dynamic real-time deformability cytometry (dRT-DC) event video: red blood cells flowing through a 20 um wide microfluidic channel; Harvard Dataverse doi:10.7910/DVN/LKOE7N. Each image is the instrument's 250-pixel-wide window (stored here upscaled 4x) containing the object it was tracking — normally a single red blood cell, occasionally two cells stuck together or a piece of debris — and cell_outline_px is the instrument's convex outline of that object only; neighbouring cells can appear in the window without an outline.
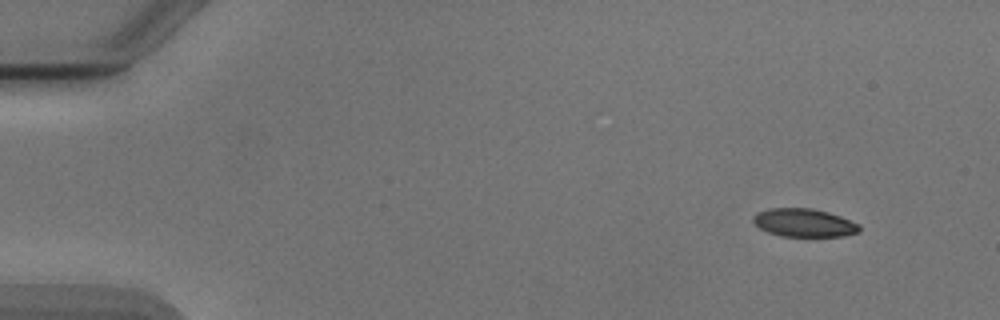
{"species": "Egyptian fruit bat (a non-hibernating species)", "species_latin": "Rousettus aegyptiacus", "temperature_condition": "cold", "stored_images_in_passage": 17, "camera_frame_rate_fps": 3000, "um_per_image_px": 0.085, "animal": {"sex": "male"}, "frame": {"image": 1, "passage_image": 1, "time_ms": 0.0, "image_size_px": [1000, 320], "cell_outline_px": [[860, 232], [844, 236], [780, 236], [768, 232], [760, 228], [752, 220], [752, 216], [756, 212], [768, 208], [812, 208], [828, 212], [840, 216], [860, 224]], "centroid_in_image_um": [68.34, 18.93], "position_along_channel_um": 16.7, "area_um2": 17.57}}
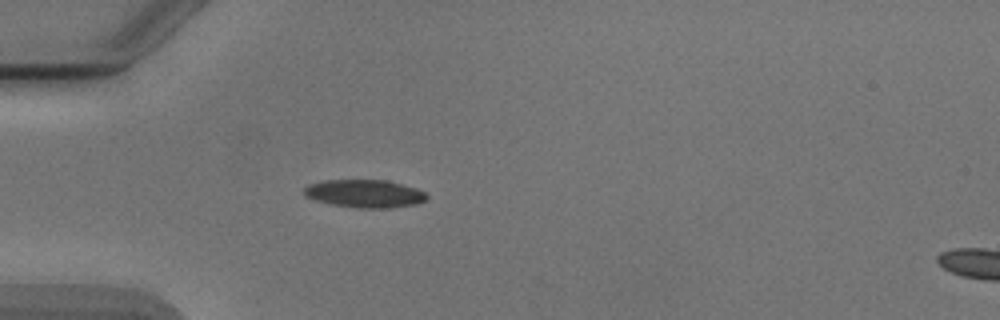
{"frame": {"image": 2, "passage_image": 12, "time_ms": 3.667, "image_size_px": [1000, 320], "cell_outline_px": [[428, 196], [424, 200], [416, 204], [392, 208], [356, 208], [332, 204], [316, 200], [304, 196], [304, 188], [308, 184], [324, 180], [384, 180], [416, 188], [424, 192]], "centroid_in_image_um": [30.97, 16.46], "position_along_channel_um": 54.0, "area_um2": 19.88}}
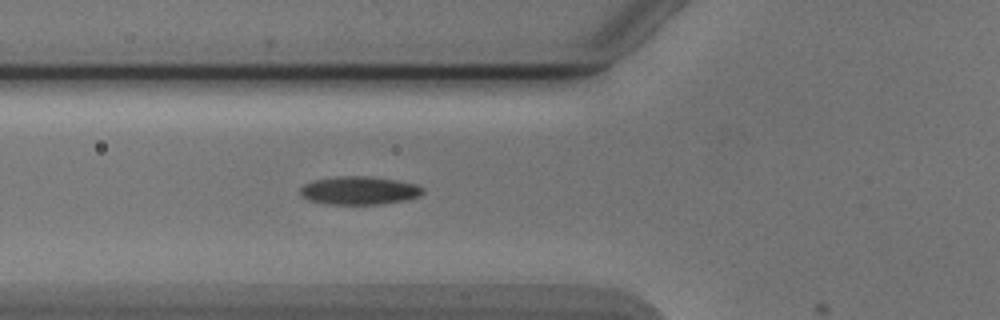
{"frame": {"image": 3, "passage_image": 16, "time_ms": 5.0, "image_size_px": [1000, 320], "cell_outline_px": [[424, 192], [420, 196], [404, 200], [384, 204], [328, 204], [308, 200], [300, 196], [300, 188], [304, 184], [312, 180], [336, 176], [368, 176], [396, 180], [416, 184], [424, 188]], "centroid_in_image_um": [30.52, 16.19], "position_along_channel_um": 95.3, "area_um2": 20.35}}